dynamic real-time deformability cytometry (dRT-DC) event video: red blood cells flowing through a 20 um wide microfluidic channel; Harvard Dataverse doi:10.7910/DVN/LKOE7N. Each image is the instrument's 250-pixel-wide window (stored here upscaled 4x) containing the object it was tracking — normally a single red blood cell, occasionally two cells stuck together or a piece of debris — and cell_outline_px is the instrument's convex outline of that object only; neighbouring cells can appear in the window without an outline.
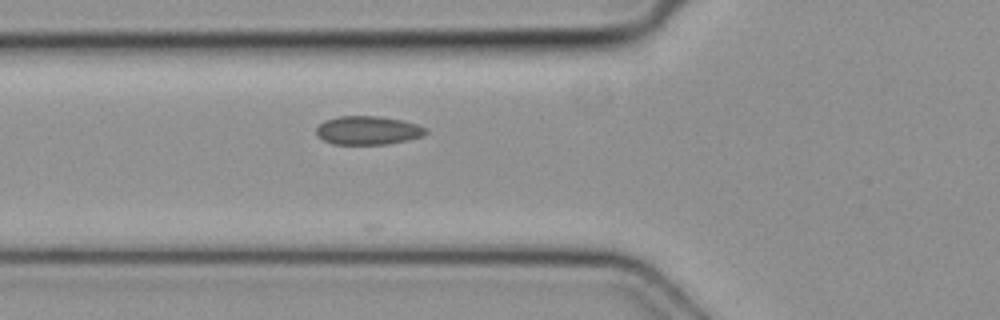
{"species": "common noctule bat (a hibernating species)", "species_latin": "Nyctalus noctula", "temperature_condition": "cold", "stored_images_in_passage": 4, "camera_frame_rate_fps": 3000, "um_per_image_px": 0.085, "animal": {"sex": "female", "body_mass_g": 19.3, "forearm_length_mm": 54.1}, "frame": {"image": 1, "passage_image": 2, "time_ms": 0.333, "image_size_px": [1000, 320], "cell_outline_px": [[428, 132], [424, 136], [408, 140], [388, 144], [332, 144], [316, 136], [316, 128], [324, 120], [340, 116], [380, 116], [400, 120], [416, 124], [428, 128]], "centroid_in_image_um": [31.28, 11.08], "position_along_channel_um": 94.5, "area_um2": 18.38}}